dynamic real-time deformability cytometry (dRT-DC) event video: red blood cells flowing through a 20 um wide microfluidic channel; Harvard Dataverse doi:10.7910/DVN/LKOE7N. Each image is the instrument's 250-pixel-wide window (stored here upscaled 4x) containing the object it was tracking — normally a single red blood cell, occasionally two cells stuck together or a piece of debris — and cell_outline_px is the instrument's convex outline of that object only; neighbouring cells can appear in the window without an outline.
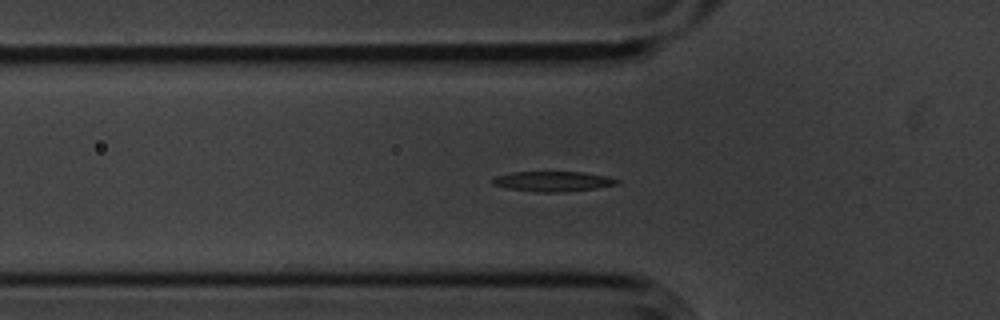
{"species": "common noctule bat (a hibernating species)", "species_latin": "Nyctalus noctula", "temperature_condition": "cold", "stored_images_in_passage": 31, "camera_frame_rate_fps": 3000, "um_per_image_px": 0.085, "animal": {"sex": "male", "body_mass_g": 20.1, "forearm_length_mm": 53.5}, "frame": {"image": 1, "passage_image": 4, "time_ms": 1.0, "image_size_px": [1000, 320], "cell_outline_px": [[620, 184], [596, 188], [564, 192], [536, 192], [504, 188], [492, 184], [492, 180], [496, 176], [512, 172], [584, 172], [608, 176], [620, 180]], "centroid_in_image_um": [47.02, 15.42], "position_along_channel_um": 78.8, "area_um2": 14.74}}
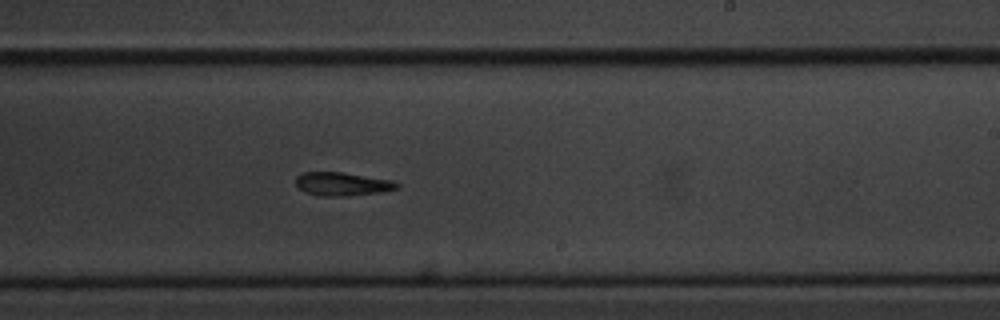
{"frame": {"image": 2, "passage_image": 19, "time_ms": 6.0, "image_size_px": [1000, 320], "cell_outline_px": [[400, 188], [380, 192], [348, 196], [320, 196], [304, 192], [296, 184], [296, 176], [300, 172], [340, 172], [392, 180], [400, 184]], "centroid_in_image_um": [29.08, 15.64], "position_along_channel_um": 259.9, "area_um2": 13.87}}
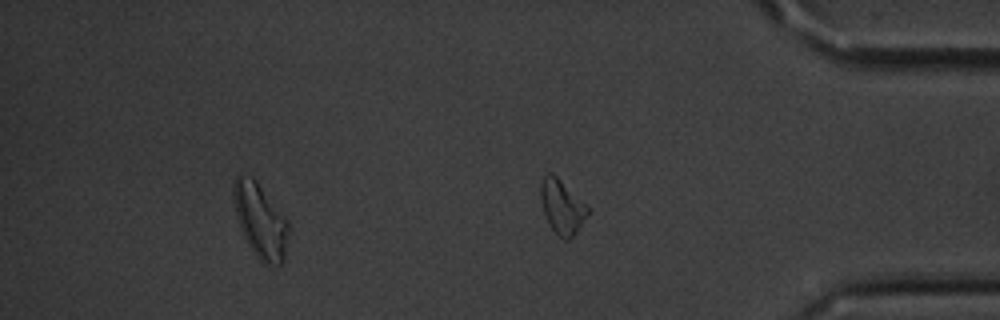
{"frame": {"image": 3, "passage_image": 31, "time_ms": 10.0, "image_size_px": [1000, 320], "cell_outline_px": [[592, 208], [572, 236], [568, 240], [564, 240], [552, 228], [544, 212], [540, 200], [540, 180], [544, 172], [552, 172]], "centroid_in_image_um": [47.76, 17.49], "position_along_channel_um": 387.4, "area_um2": 14.91}, "authors_computed_cell_mechanics": {"area_um2": 14.2766, "velocity_mm_per_s": 3.606, "shape_relaxation_time_tau1_ms": 6.069, "shape_relaxation_time_tau2_ms": null, "deformation_change_tau1": 0.1671, "deformation_change_tau2": null}}